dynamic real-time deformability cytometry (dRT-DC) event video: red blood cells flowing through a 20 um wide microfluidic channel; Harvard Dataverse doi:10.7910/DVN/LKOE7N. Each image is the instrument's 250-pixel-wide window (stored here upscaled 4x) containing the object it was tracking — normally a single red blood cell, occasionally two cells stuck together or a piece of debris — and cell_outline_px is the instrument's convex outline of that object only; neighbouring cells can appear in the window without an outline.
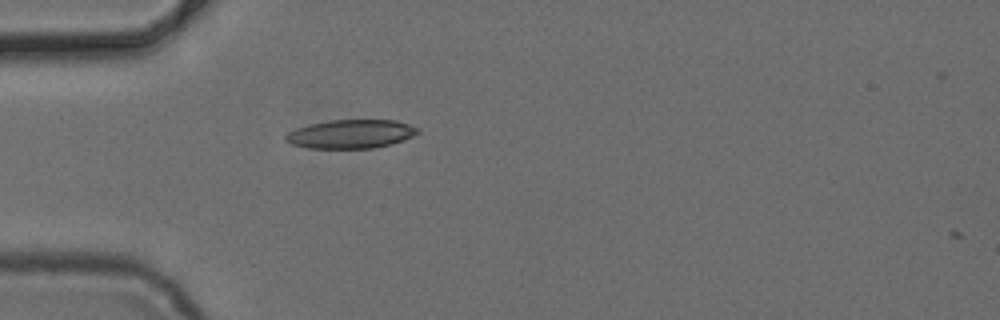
{"species": "common noctule bat (a hibernating species)", "species_latin": "Nyctalus noctula", "temperature_condition": "cold", "stored_images_in_passage": 6, "camera_frame_rate_fps": 3000, "um_per_image_px": 0.085, "animal": {"sex": "female", "body_mass_g": 24.6, "forearm_length_mm": 56.2}, "frame": {"image": 1, "passage_image": 6, "time_ms": 6.333, "image_size_px": [1000, 320], "cell_outline_px": [[420, 132], [412, 136], [392, 144], [372, 148], [308, 148], [292, 144], [284, 140], [284, 136], [288, 132], [296, 128], [308, 124], [328, 120], [396, 120], [420, 128]], "centroid_in_image_um": [29.81, 11.38], "position_along_channel_um": 55.2, "area_um2": 22.2}}